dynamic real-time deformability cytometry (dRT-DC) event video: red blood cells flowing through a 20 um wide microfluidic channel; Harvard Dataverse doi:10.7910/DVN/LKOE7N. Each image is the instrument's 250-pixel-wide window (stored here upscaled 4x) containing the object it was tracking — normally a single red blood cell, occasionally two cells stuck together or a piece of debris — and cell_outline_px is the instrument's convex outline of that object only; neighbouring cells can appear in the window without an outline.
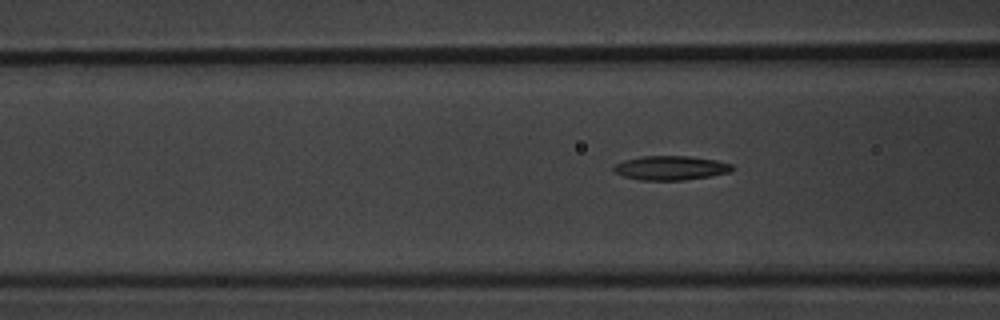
{"species": "common noctule bat (a hibernating species)", "species_latin": "Nyctalus noctula", "temperature_condition": "warm", "stored_images_in_passage": 9, "camera_frame_rate_fps": 3000, "um_per_image_px": 0.085, "animal": {"sex": "male", "body_mass_g": 20.1, "forearm_length_mm": 53.5}, "frame": {"image": 1, "passage_image": 6, "time_ms": 7.0, "image_size_px": [1000, 320], "cell_outline_px": [[732, 172], [712, 176], [684, 180], [640, 180], [624, 176], [612, 172], [612, 168], [616, 164], [624, 160], [640, 156], [688, 156], [716, 160], [732, 164]], "centroid_in_image_um": [57.0, 14.27], "position_along_channel_um": 109.6, "area_um2": 16.82}}
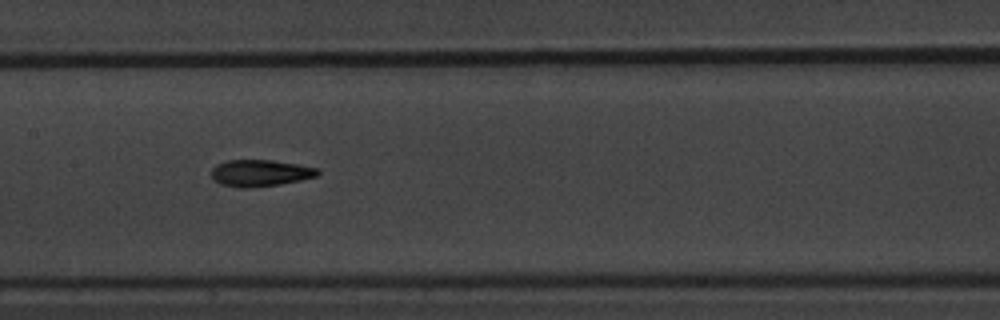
{"frame": {"image": 2, "passage_image": 8, "time_ms": 9.0, "image_size_px": [1000, 320], "cell_outline_px": [[320, 172], [316, 176], [300, 180], [280, 184], [248, 188], [240, 188], [220, 184], [212, 180], [212, 168], [216, 164], [228, 160], [272, 160], [320, 168]], "centroid_in_image_um": [22.1, 14.71], "position_along_channel_um": 185.3, "area_um2": 16.59}}
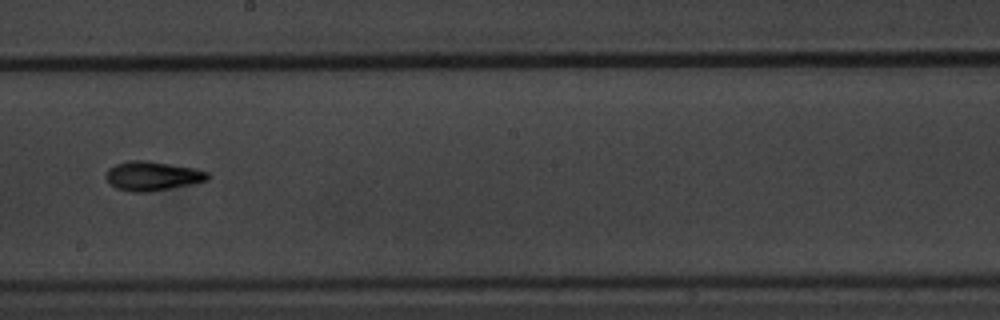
{"frame": {"image": 3, "passage_image": 9, "time_ms": 10.333, "image_size_px": [1000, 320], "cell_outline_px": [[212, 176], [208, 180], [192, 184], [144, 192], [132, 192], [116, 188], [104, 176], [108, 168], [116, 164], [128, 160], [144, 160], [192, 168], [208, 172]], "centroid_in_image_um": [12.94, 14.95], "position_along_channel_um": 235.3, "area_um2": 17.11}}